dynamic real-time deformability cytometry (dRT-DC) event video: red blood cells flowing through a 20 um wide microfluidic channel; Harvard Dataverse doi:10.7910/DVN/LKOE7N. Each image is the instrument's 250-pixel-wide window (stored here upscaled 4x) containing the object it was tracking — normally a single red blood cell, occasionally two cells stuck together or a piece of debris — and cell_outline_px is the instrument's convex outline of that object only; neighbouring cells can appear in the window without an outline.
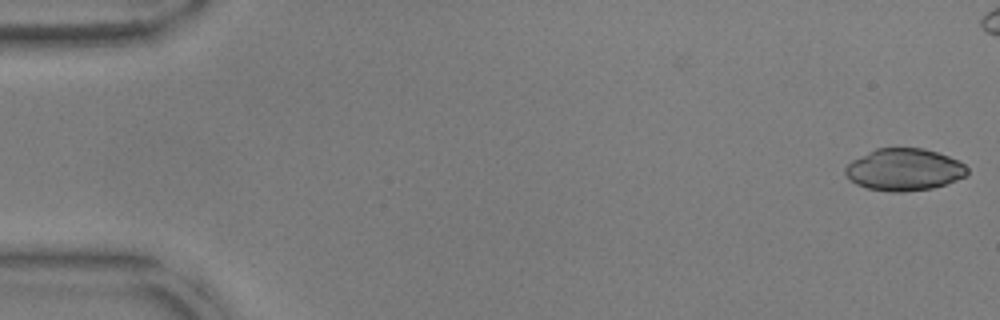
{"species": "common noctule bat (a hibernating species)", "species_latin": "Nyctalus noctula", "temperature_condition": "warm", "stored_images_in_passage": 46, "camera_frame_rate_fps": 3000, "um_per_image_px": 0.085, "animal": {"sex": "male", "body_mass_g": 17.9, "forearm_length_mm": 54.2}, "frame": {"image": 1, "passage_image": 1, "time_ms": 0.0, "image_size_px": [1000, 320], "cell_outline_px": [[968, 176], [932, 188], [904, 192], [888, 192], [868, 188], [856, 184], [844, 172], [844, 168], [852, 160], [876, 148], [924, 148], [948, 156], [964, 164], [968, 168]], "centroid_in_image_um": [76.86, 14.42], "position_along_channel_um": 8.1, "area_um2": 29.82}}
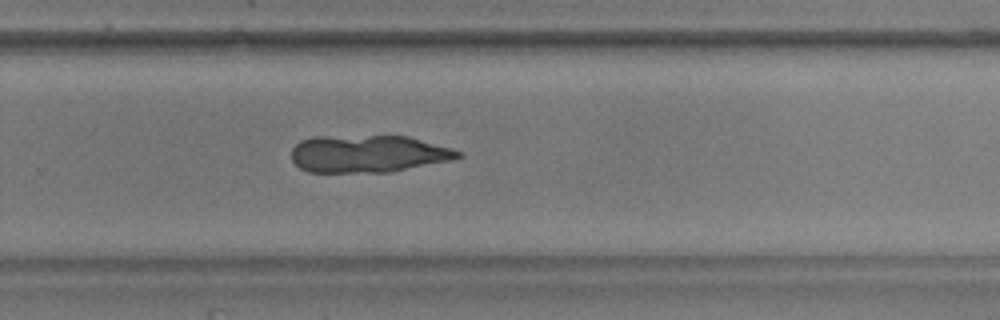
{"frame": {"image": 2, "passage_image": 35, "time_ms": 11.333, "image_size_px": [1000, 320], "cell_outline_px": [[464, 156], [452, 160], [392, 172], [308, 172], [300, 168], [292, 160], [292, 148], [300, 140], [316, 136], [408, 136], [452, 148], [460, 152]], "centroid_in_image_um": [31.3, 13.07], "position_along_channel_um": 298.5, "area_um2": 36.41}}
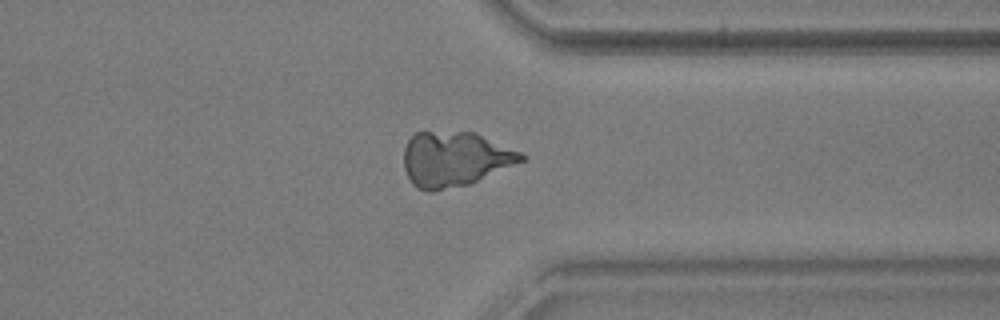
{"frame": {"image": 3, "passage_image": 41, "time_ms": 13.333, "image_size_px": [1000, 320], "cell_outline_px": [[528, 156], [524, 160], [468, 184], [432, 192], [428, 192], [416, 188], [412, 184], [404, 168], [404, 148], [408, 140], [416, 132], [476, 132], [520, 152]], "centroid_in_image_um": [38.63, 13.52], "position_along_channel_um": 372.8, "area_um2": 37.34}}